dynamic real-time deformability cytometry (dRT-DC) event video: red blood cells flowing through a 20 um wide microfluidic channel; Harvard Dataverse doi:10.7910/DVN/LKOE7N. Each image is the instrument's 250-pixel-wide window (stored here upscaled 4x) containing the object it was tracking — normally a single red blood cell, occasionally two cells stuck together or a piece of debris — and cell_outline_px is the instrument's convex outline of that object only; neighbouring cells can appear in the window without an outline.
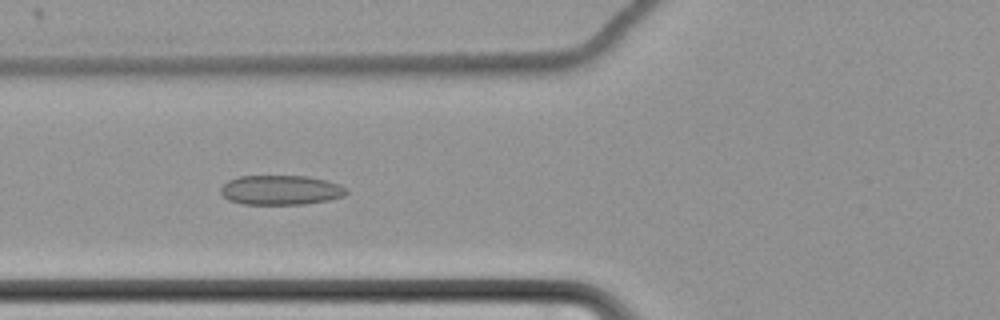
{"species": "common noctule bat (a hibernating species)", "species_latin": "Nyctalus noctula", "temperature_condition": "cold", "stored_images_in_passage": 65, "camera_frame_rate_fps": 3000, "um_per_image_px": 0.085, "animal": {"sex": "female", "body_mass_g": 22.7, "forearm_length_mm": 54.2}, "frame": {"image": 1, "passage_image": 29, "time_ms": 9.333, "image_size_px": [1000, 320], "cell_outline_px": [[348, 192], [344, 196], [328, 200], [304, 204], [244, 204], [228, 200], [220, 192], [220, 188], [228, 180], [240, 176], [308, 176], [328, 180], [340, 184], [348, 188]], "centroid_in_image_um": [23.9, 16.15], "position_along_channel_um": 101.9, "area_um2": 21.85}}
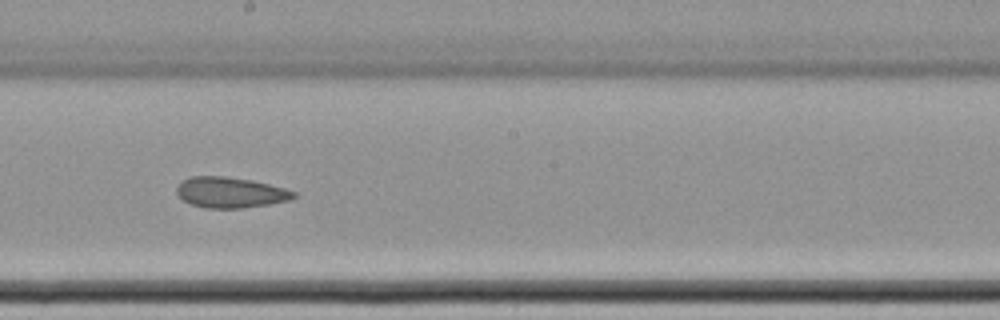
{"frame": {"image": 2, "passage_image": 40, "time_ms": 13.0, "image_size_px": [1000, 320], "cell_outline_px": [[296, 196], [288, 200], [268, 204], [240, 208], [204, 208], [192, 204], [184, 200], [176, 192], [176, 188], [180, 180], [188, 176], [224, 176], [252, 180], [284, 188], [296, 192]], "centroid_in_image_um": [19.53, 16.34], "position_along_channel_um": 228.7, "area_um2": 20.87}}
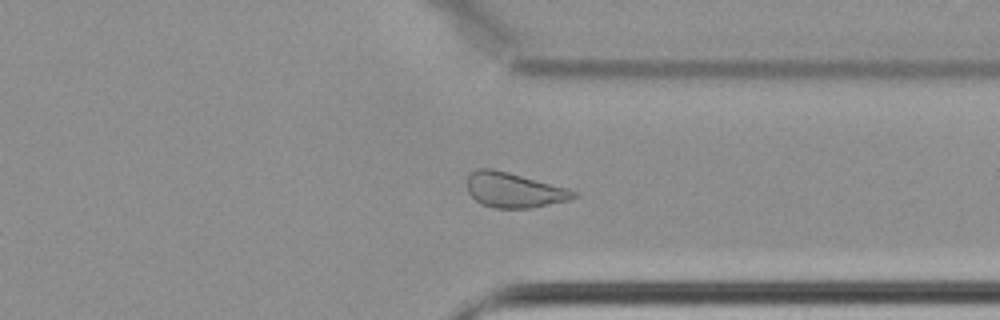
{"frame": {"image": 3, "passage_image": 52, "time_ms": 17.0, "image_size_px": [1000, 320], "cell_outline_px": [[580, 196], [568, 200], [532, 208], [496, 208], [480, 204], [468, 192], [468, 176], [476, 168], [492, 168], [508, 172], [568, 188], [580, 192]], "centroid_in_image_um": [43.72, 16.16], "position_along_channel_um": 367.7, "area_um2": 21.79}, "authors_computed_cell_mechanics": {"area_um2": 23.987, "velocity_mm_per_s": 3.4616, "shape_relaxation_time_tau1_ms": null, "shape_relaxation_time_tau2_ms": 5.8893, "deformation_change_tau1": null, "deformation_change_tau2": 0.1336}}